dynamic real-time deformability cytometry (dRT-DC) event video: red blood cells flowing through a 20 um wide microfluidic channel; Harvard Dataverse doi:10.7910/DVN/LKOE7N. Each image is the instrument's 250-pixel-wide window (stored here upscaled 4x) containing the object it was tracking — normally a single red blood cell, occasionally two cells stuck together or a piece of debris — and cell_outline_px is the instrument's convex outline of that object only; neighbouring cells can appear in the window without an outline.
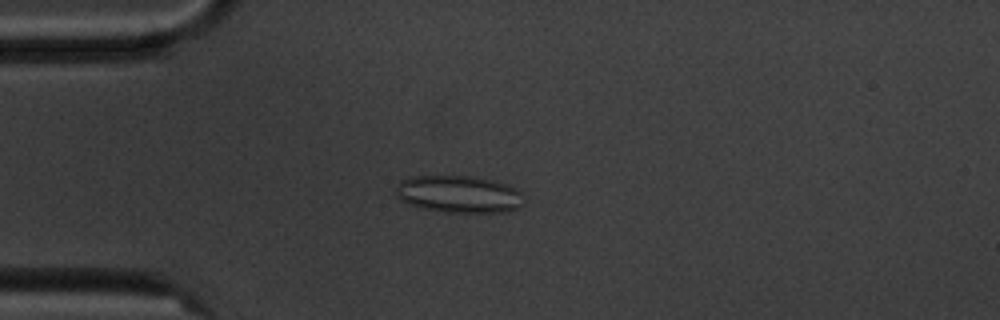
{"species": "common noctule bat (a hibernating species)", "species_latin": "Nyctalus noctula", "temperature_condition": "cold", "stored_images_in_passage": 10, "camera_frame_rate_fps": 3000, "um_per_image_px": 0.085, "animal": {"sex": "male", "body_mass_g": 20.1, "forearm_length_mm": 53.5}, "frame": {"image": 1, "passage_image": 5, "time_ms": 4.333, "image_size_px": [1000, 320], "cell_outline_px": [[524, 204], [516, 208], [504, 212], [444, 212], [424, 208], [408, 204], [400, 200], [396, 196], [396, 184], [400, 180], [408, 176], [472, 176], [492, 180], [508, 184], [520, 192]], "centroid_in_image_um": [38.96, 16.49], "position_along_channel_um": 46.0, "area_um2": 27.86}}
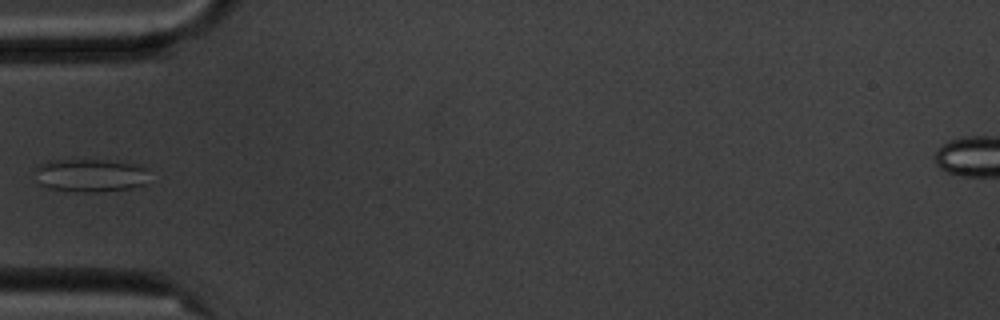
{"frame": {"image": 2, "passage_image": 6, "time_ms": 5.667, "image_size_px": [1000, 320], "cell_outline_px": [[148, 184], [132, 188], [96, 192], [76, 192], [48, 188], [40, 184], [32, 168], [48, 160], [108, 160], [140, 164], [148, 168]], "centroid_in_image_um": [7.71, 14.9], "position_along_channel_um": 77.3, "area_um2": 22.66}}
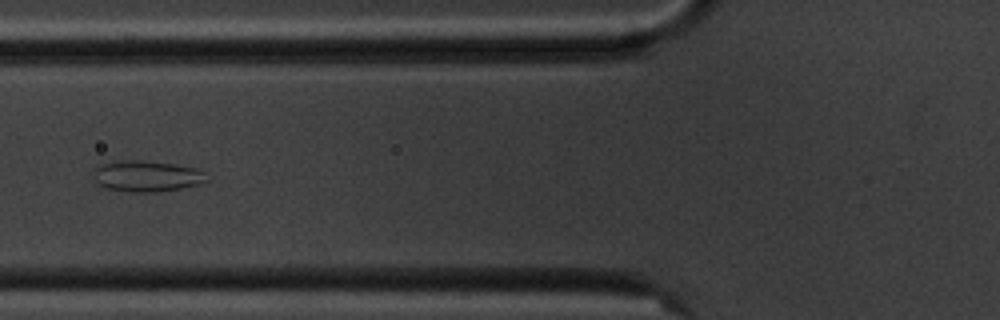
{"frame": {"image": 3, "passage_image": 7, "time_ms": 6.667, "image_size_px": [1000, 320], "cell_outline_px": [[208, 180], [196, 184], [180, 188], [156, 192], [132, 192], [104, 188], [96, 180], [96, 168], [100, 164], [112, 160], [136, 160], [172, 164], [196, 168], [204, 172]], "centroid_in_image_um": [12.46, 14.96], "position_along_channel_um": 113.3, "area_um2": 20.17}}